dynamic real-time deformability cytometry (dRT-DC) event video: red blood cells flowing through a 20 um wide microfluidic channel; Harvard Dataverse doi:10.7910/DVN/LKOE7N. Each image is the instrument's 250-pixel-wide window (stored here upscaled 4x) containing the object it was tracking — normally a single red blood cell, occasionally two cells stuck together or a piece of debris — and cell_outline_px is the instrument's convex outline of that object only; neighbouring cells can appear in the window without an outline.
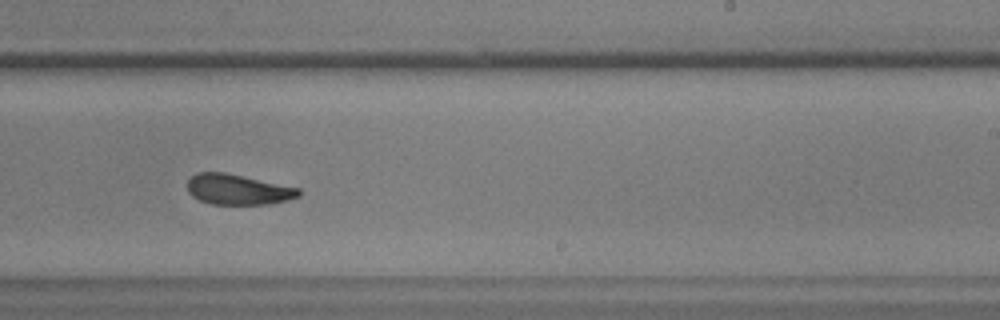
{"species": "common noctule bat (a hibernating species)", "species_latin": "Nyctalus noctula", "temperature_condition": "warm", "stored_images_in_passage": 30, "camera_frame_rate_fps": 3000, "um_per_image_px": 0.085, "animal": {"sex": "male", "body_mass_g": 17.9, "forearm_length_mm": 54.2}, "frame": {"image": 1, "passage_image": 18, "time_ms": 5.667, "image_size_px": [1000, 320], "cell_outline_px": [[300, 196], [288, 200], [268, 204], [212, 204], [200, 200], [192, 196], [188, 192], [188, 180], [196, 172], [224, 172], [300, 188]], "centroid_in_image_um": [20.22, 16.1], "position_along_channel_um": 268.8, "area_um2": 19.65}}